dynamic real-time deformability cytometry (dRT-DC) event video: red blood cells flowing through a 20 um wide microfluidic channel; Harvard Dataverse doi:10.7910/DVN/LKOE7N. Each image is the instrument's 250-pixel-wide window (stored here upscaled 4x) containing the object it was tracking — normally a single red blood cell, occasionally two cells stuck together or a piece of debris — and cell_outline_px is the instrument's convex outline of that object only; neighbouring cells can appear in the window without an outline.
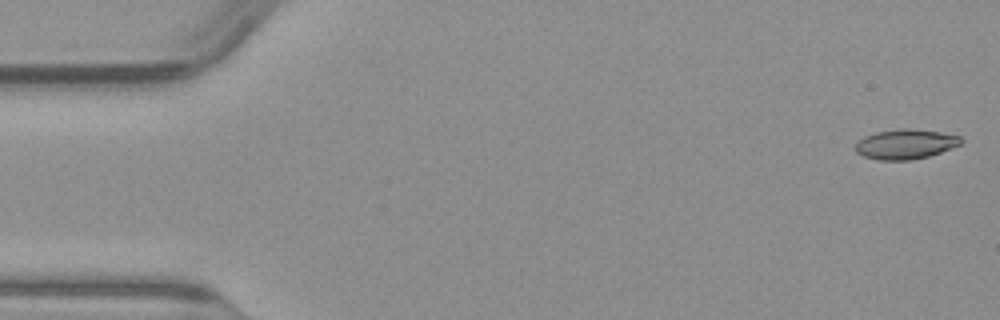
{"species": "common noctule bat (a hibernating species)", "species_latin": "Nyctalus noctula", "temperature_condition": "warm", "stored_images_in_passage": 21, "camera_frame_rate_fps": 3000, "um_per_image_px": 0.085, "animal": {"sex": "male", "body_mass_g": 23.1, "forearm_length_mm": 52.7}, "frame": {"image": 1, "passage_image": 1, "time_ms": 0.0, "image_size_px": [1000, 320], "cell_outline_px": [[964, 140], [960, 144], [940, 152], [928, 156], [912, 160], [876, 160], [864, 156], [856, 152], [856, 144], [864, 136], [876, 132], [904, 128], [912, 128], [940, 132], [960, 136]], "centroid_in_image_um": [76.97, 12.25], "position_along_channel_um": 8.0, "area_um2": 18.26}}
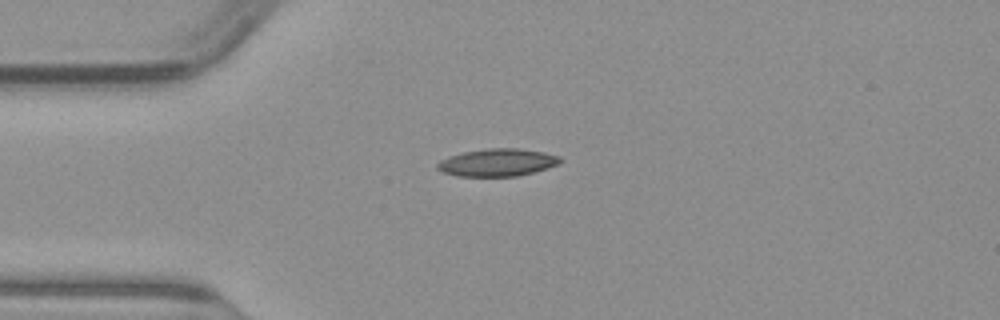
{"frame": {"image": 2, "passage_image": 12, "time_ms": 3.667, "image_size_px": [1000, 320], "cell_outline_px": [[564, 160], [560, 164], [548, 168], [516, 176], [456, 176], [444, 172], [436, 168], [436, 164], [440, 160], [448, 156], [464, 152], [488, 148], [516, 148], [544, 152], [560, 156]], "centroid_in_image_um": [42.3, 13.81], "position_along_channel_um": 42.7, "area_um2": 19.77}}
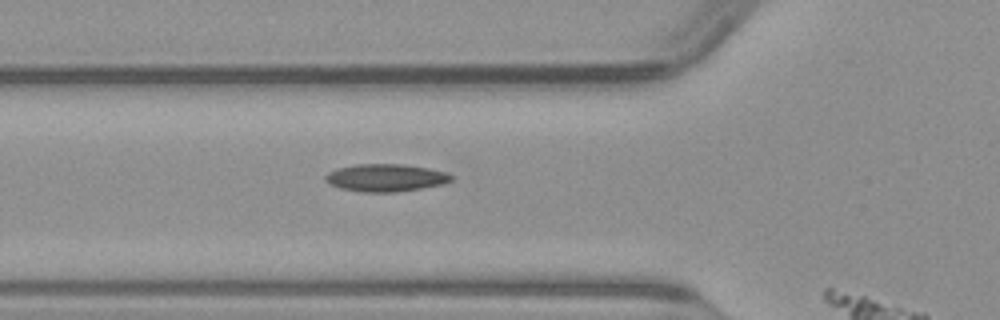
{"frame": {"image": 3, "passage_image": 17, "time_ms": 5.333, "image_size_px": [1000, 320], "cell_outline_px": [[456, 176], [452, 180], [444, 184], [396, 192], [360, 192], [340, 188], [328, 184], [324, 180], [324, 176], [328, 172], [336, 168], [356, 164], [404, 164], [428, 168], [444, 172]], "centroid_in_image_um": [32.76, 15.11], "position_along_channel_um": 93.0, "area_um2": 20.4}}